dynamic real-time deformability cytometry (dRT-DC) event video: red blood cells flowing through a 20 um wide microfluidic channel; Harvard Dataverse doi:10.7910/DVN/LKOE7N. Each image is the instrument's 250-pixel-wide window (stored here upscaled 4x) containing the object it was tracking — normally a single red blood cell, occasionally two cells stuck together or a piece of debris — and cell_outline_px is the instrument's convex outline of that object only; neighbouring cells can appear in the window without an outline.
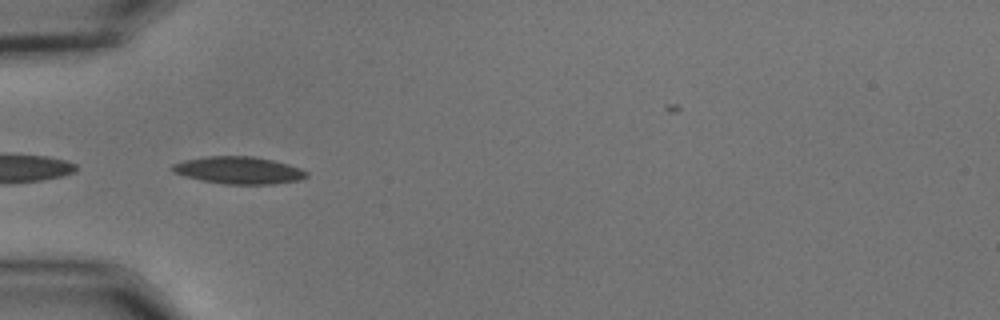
{"species": "common noctule bat (a hibernating species)", "species_latin": "Nyctalus noctula", "temperature_condition": "cold", "stored_images_in_passage": 3, "camera_frame_rate_fps": 3000, "um_per_image_px": 0.085, "animal": {"sex": "male", "body_mass_g": 15.6}, "frame": {"image": 1, "passage_image": 1, "time_ms": 0.0, "image_size_px": [1000, 320], "cell_outline_px": [[308, 176], [300, 180], [272, 184], [224, 184], [200, 180], [172, 172], [172, 164], [184, 160], [208, 156], [252, 156], [272, 160], [288, 164], [300, 168], [308, 172]], "centroid_in_image_um": [20.3, 14.47], "position_along_channel_um": 64.7, "area_um2": 21.27}}